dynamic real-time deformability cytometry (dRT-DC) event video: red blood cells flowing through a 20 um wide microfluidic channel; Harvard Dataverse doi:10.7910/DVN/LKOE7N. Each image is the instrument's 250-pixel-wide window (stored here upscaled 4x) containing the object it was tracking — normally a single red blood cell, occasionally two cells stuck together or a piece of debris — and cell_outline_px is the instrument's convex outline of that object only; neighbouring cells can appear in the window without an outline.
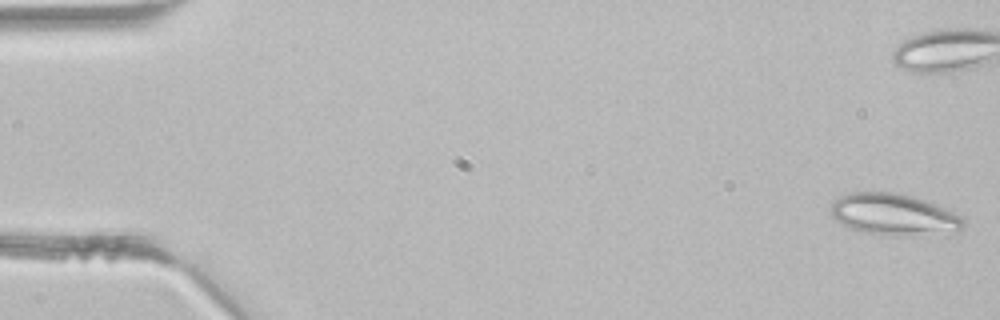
{"species": "common noctule bat (a hibernating species)", "species_latin": "Nyctalus noctula", "temperature_condition": "room temperature", "stored_images_in_passage": 3, "camera_frame_rate_fps": 3000, "um_per_image_px": 0.085, "animal": {"sex": "male", "body_mass_g": 21.5, "forearm_length_mm": 52.0}, "frame": {"image": 1, "passage_image": 1, "time_ms": 0.0, "image_size_px": [1000, 320], "cell_outline_px": [[964, 224], [960, 228], [908, 236], [892, 236], [864, 232], [852, 228], [836, 220], [832, 216], [832, 204], [840, 196], [852, 192], [892, 192], [912, 196], [936, 204], [964, 216]], "centroid_in_image_um": [75.94, 18.21], "position_along_channel_um": 9.1, "area_um2": 31.39}}